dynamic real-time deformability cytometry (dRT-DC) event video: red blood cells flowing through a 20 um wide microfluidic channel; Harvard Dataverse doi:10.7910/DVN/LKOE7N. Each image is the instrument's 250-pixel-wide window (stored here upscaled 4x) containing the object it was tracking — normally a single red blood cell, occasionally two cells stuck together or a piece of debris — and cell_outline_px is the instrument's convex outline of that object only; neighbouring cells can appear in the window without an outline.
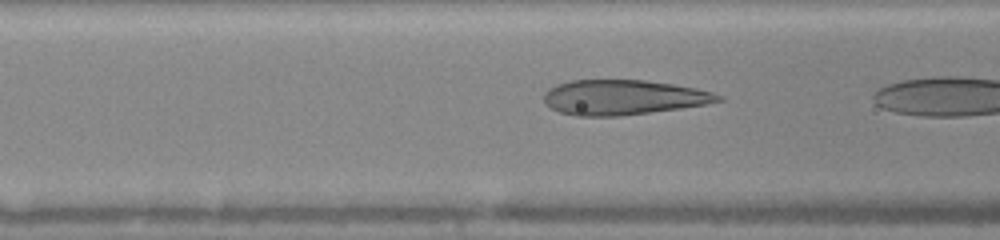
{"species": "human", "species_latin": "Homo sapiens", "temperature_condition": "warm", "stored_images_in_passage": 4, "camera_frame_rate_fps": 3000, "um_per_image_px": 0.085, "donor": {"sex": "female"}, "frame": {"image": 1, "passage_image": 3, "time_ms": 0.667, "image_size_px": [1000, 240], "cell_outline_px": [[724, 100], [704, 104], [680, 108], [620, 116], [576, 116], [560, 112], [552, 108], [544, 100], [544, 92], [548, 88], [556, 84], [572, 80], [644, 80], [672, 84], [696, 88], [712, 92], [724, 96]], "centroid_in_image_um": [52.97, 8.27], "position_along_channel_um": 113.6, "area_um2": 35.37}}